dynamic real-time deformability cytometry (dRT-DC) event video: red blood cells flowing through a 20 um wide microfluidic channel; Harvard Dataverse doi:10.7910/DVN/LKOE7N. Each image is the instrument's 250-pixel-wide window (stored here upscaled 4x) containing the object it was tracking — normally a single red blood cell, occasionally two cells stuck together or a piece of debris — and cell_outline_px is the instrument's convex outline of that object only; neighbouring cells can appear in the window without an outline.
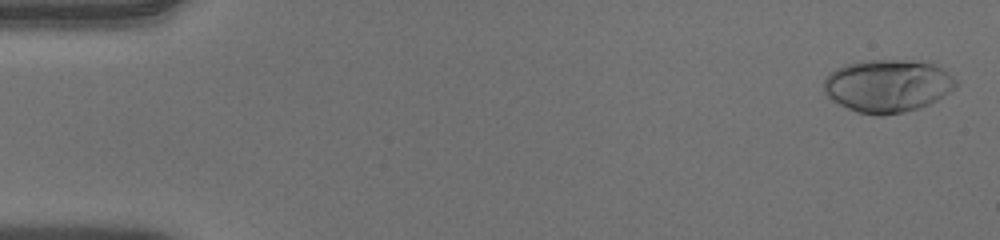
{"species": "human", "species_latin": "Homo sapiens", "temperature_condition": "warm", "stored_images_in_passage": 52, "camera_frame_rate_fps": 3000, "um_per_image_px": 0.085, "donor": {"sex": "male"}, "frame": {"image": 1, "passage_image": 2, "time_ms": 0.333, "image_size_px": [1000, 240], "cell_outline_px": [[960, 84], [956, 88], [944, 96], [928, 104], [904, 112], [880, 116], [860, 112], [848, 108], [832, 100], [824, 92], [824, 80], [836, 68], [848, 64], [864, 60], [904, 60], [932, 64], [940, 68], [956, 80]], "centroid_in_image_um": [75.45, 7.3], "position_along_channel_um": 9.5, "area_um2": 40.17}}
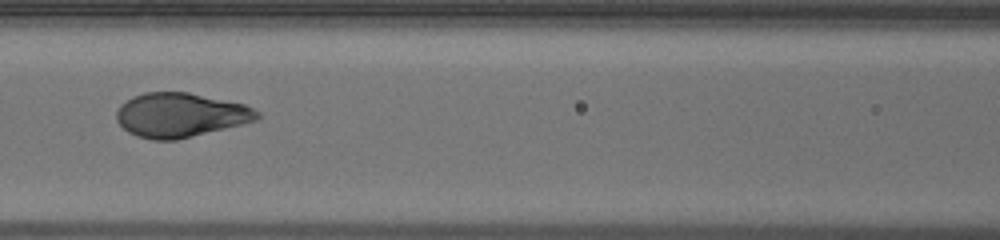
{"frame": {"image": 2, "passage_image": 24, "time_ms": 7.667, "image_size_px": [1000, 240], "cell_outline_px": [[260, 116], [256, 120], [176, 140], [152, 140], [136, 136], [128, 132], [116, 120], [116, 112], [120, 104], [132, 96], [144, 92], [188, 92], [244, 104], [260, 112]], "centroid_in_image_um": [15.28, 9.77], "position_along_channel_um": 151.3, "area_um2": 36.13}}
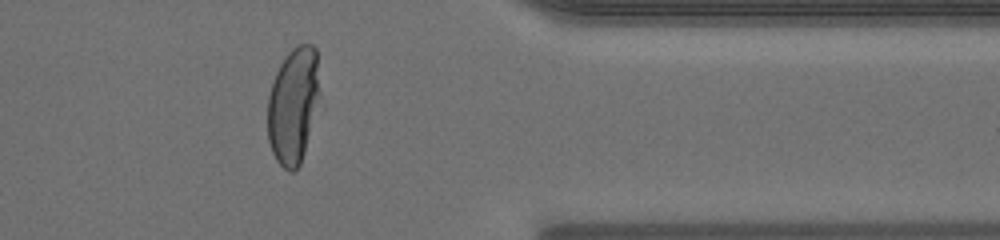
{"frame": {"image": 3, "passage_image": 43, "time_ms": 14.0, "image_size_px": [1000, 240], "cell_outline_px": [[320, 92], [316, 108], [304, 152], [300, 164], [292, 172], [288, 172], [276, 160], [272, 152], [268, 140], [268, 96], [272, 80], [280, 64], [288, 52], [296, 44], [312, 44], [316, 48]], "centroid_in_image_um": [24.91, 8.92], "position_along_channel_um": 386.5, "area_um2": 35.26}, "authors_computed_cell_mechanics": {"area_um2": 37.1654, "velocity_mm_per_s": 3.939, "shape_relaxation_time_tau1_ms": 4.2429, "shape_relaxation_time_tau2_ms": null, "deformation_change_tau1": 0.2398, "deformation_change_tau2": null}}